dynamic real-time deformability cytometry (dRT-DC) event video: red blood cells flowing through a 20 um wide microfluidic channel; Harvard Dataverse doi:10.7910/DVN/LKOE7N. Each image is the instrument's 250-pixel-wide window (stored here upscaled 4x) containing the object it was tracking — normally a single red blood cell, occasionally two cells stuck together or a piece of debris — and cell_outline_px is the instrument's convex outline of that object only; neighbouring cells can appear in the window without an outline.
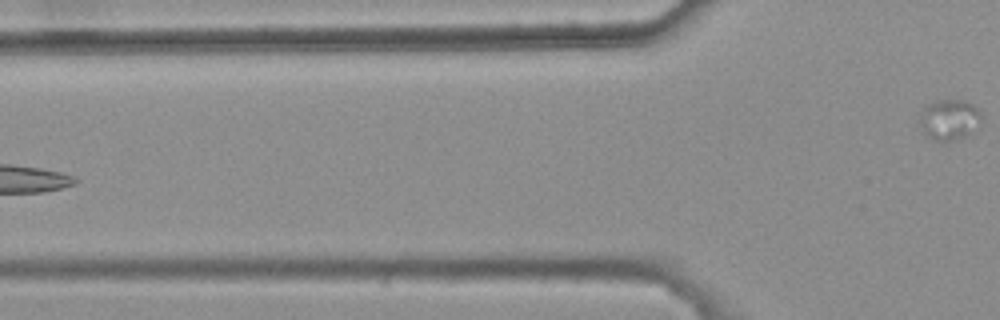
{"species": "common noctule bat (a hibernating species)", "species_latin": "Nyctalus noctula", "temperature_condition": "warm", "stored_images_in_passage": 6, "segment_of_instrument_passage": [2, 2], "camera_frame_rate_fps": 3000, "um_per_image_px": 0.085, "animal": {"sex": "female", "body_mass_g": 25.1}, "frame": {"image": 1, "passage_image": 6, "time_ms": 1.667, "image_size_px": [1000, 320], "cell_outline_px": [[980, 116], [968, 136], [956, 140], [936, 140], [928, 136], [924, 132], [924, 108], [928, 104], [936, 100], [964, 100], [972, 104], [980, 112]], "centroid_in_image_um": [80.73, 10.15], "position_along_channel_um": 45.1, "area_um2": 13.64}}